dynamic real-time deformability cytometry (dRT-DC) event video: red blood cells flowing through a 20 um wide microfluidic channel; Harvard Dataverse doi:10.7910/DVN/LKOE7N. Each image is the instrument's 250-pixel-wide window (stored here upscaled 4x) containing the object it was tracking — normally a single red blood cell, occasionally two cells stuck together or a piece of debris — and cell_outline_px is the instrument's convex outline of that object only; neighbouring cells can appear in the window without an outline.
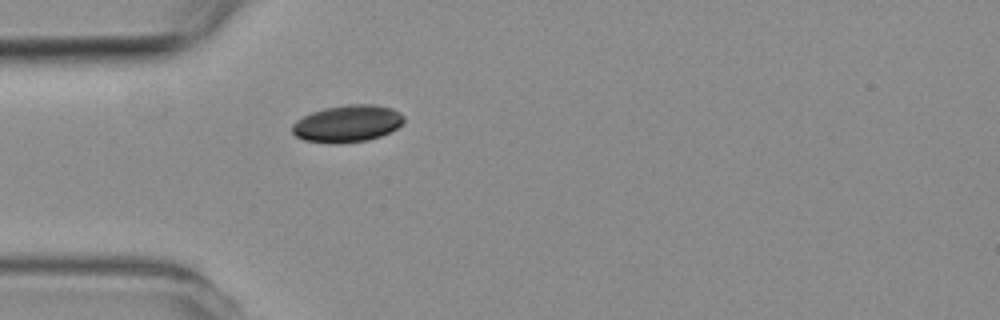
{"species": "common noctule bat (a hibernating species)", "species_latin": "Nyctalus noctula", "temperature_condition": "room temperature", "stored_images_in_passage": 5, "camera_frame_rate_fps": 3000, "um_per_image_px": 0.085, "animal": {"sex": "female", "body_mass_g": 19.3, "forearm_length_mm": 54.1}, "frame": {"image": 1, "passage_image": 5, "time_ms": 5.667, "image_size_px": [1000, 320], "cell_outline_px": [[404, 120], [396, 128], [380, 136], [368, 140], [340, 144], [332, 144], [304, 140], [296, 136], [292, 132], [292, 124], [296, 120], [312, 112], [324, 108], [348, 104], [376, 104], [392, 108], [404, 116]], "centroid_in_image_um": [29.51, 10.51], "position_along_channel_um": 55.5, "area_um2": 24.16}}